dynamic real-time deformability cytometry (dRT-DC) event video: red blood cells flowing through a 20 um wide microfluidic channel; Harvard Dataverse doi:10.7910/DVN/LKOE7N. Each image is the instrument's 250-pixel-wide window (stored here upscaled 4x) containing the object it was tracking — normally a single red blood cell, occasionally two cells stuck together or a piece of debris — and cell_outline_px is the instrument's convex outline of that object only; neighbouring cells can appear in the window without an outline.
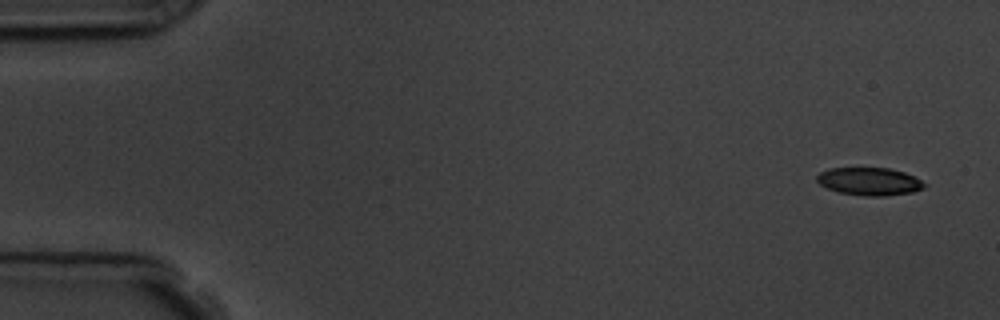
{"species": "common noctule bat (a hibernating species)", "species_latin": "Nyctalus noctula", "temperature_condition": "room temperature", "stored_images_in_passage": 5, "camera_frame_rate_fps": 3000, "um_per_image_px": 0.085, "animal": {"sex": "male", "body_mass_g": 19.5, "forearm_length_mm": 54.6}, "frame": {"image": 1, "passage_image": 1, "time_ms": 0.0, "image_size_px": [1000, 320], "cell_outline_px": [[928, 184], [924, 188], [912, 192], [884, 196], [864, 196], [840, 192], [828, 188], [820, 184], [816, 180], [816, 176], [820, 172], [828, 168], [888, 168], [904, 172]], "centroid_in_image_um": [73.9, 15.42], "position_along_channel_um": 11.1, "area_um2": 17.34}}
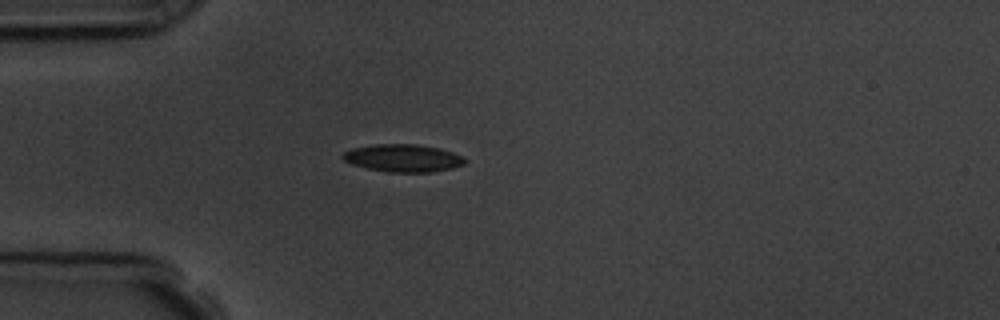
{"frame": {"image": 2, "passage_image": 4, "time_ms": 4.333, "image_size_px": [1000, 320], "cell_outline_px": [[464, 164], [452, 168], [432, 172], [388, 172], [368, 168], [352, 164], [344, 160], [340, 156], [344, 152], [352, 148], [376, 144], [416, 144], [440, 148], [452, 152], [460, 156], [464, 160]], "centroid_in_image_um": [34.23, 13.43], "position_along_channel_um": 50.8, "area_um2": 19.48}}